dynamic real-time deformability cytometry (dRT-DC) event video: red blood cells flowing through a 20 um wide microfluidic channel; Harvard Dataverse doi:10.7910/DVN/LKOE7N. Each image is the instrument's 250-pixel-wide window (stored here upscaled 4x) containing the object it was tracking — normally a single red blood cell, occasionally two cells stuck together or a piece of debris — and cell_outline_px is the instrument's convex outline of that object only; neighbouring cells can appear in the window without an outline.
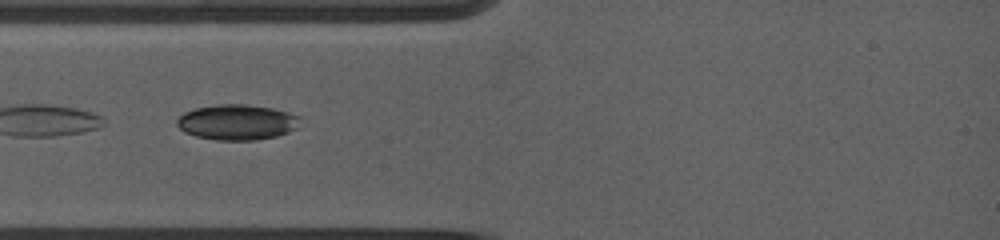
{"species": "common noctule bat (a hibernating species)", "species_latin": "Nyctalus noctula", "temperature_condition": "warm", "stored_images_in_passage": 5, "camera_frame_rate_fps": 5000, "um_per_image_px": 0.085, "animal": {"sex": "female", "body_mass_g": 19.0, "forearm_length_mm": 53.3}, "frame": {"image": 1, "passage_image": 2, "time_ms": 1.0, "image_size_px": [1000, 240], "cell_outline_px": [[300, 116], [296, 128], [288, 132], [276, 136], [256, 140], [216, 140], [196, 136], [184, 132], [176, 124], [176, 120], [184, 112], [196, 108], [220, 104], [248, 104], [272, 108], [288, 112]], "centroid_in_image_um": [20.13, 10.38], "position_along_channel_um": 64.9, "area_um2": 25.37}}